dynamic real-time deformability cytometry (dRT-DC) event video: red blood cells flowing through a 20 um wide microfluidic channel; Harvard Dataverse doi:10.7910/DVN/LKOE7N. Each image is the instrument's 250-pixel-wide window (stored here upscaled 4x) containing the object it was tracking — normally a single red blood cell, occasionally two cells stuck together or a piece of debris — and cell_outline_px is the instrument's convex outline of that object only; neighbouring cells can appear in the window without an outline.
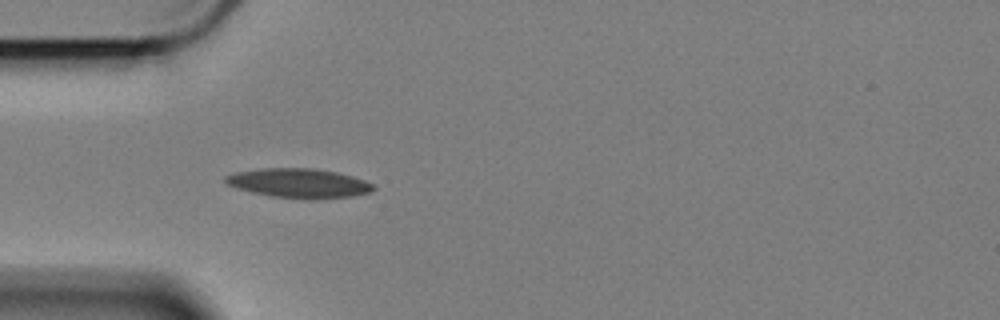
{"species": "Egyptian fruit bat (a non-hibernating species)", "species_latin": "Rousettus aegyptiacus", "temperature_condition": "cold", "stored_images_in_passage": 43, "camera_frame_rate_fps": 3000, "um_per_image_px": 0.085, "animal": {"sex": "female"}, "frame": {"image": 1, "passage_image": 1, "time_ms": 0.0, "image_size_px": [1000, 320], "cell_outline_px": [[376, 188], [372, 192], [352, 196], [320, 200], [304, 200], [268, 196], [236, 188], [228, 184], [224, 180], [224, 176], [236, 172], [264, 168], [312, 168], [336, 172], [364, 180], [372, 184]], "centroid_in_image_um": [25.41, 15.59], "position_along_channel_um": 59.6, "area_um2": 25.61}}
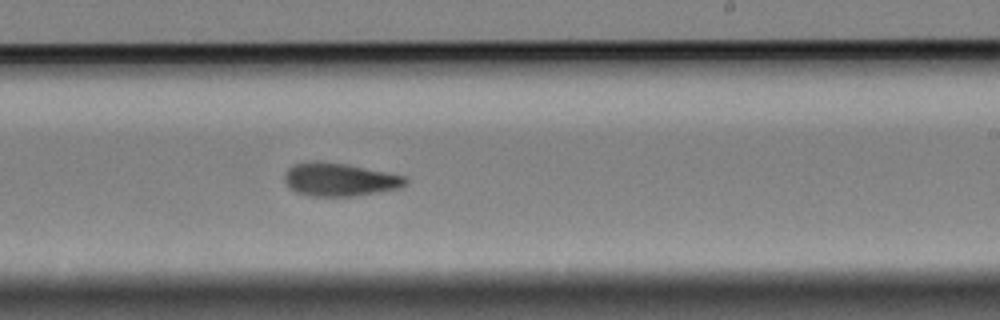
{"frame": {"image": 2, "passage_image": 19, "time_ms": 6.0, "image_size_px": [1000, 320], "cell_outline_px": [[408, 180], [400, 188], [380, 192], [356, 196], [308, 196], [296, 192], [284, 180], [284, 176], [288, 168], [296, 164], [348, 164], [404, 176]], "centroid_in_image_um": [28.92, 15.31], "position_along_channel_um": 260.1, "area_um2": 22.54}}
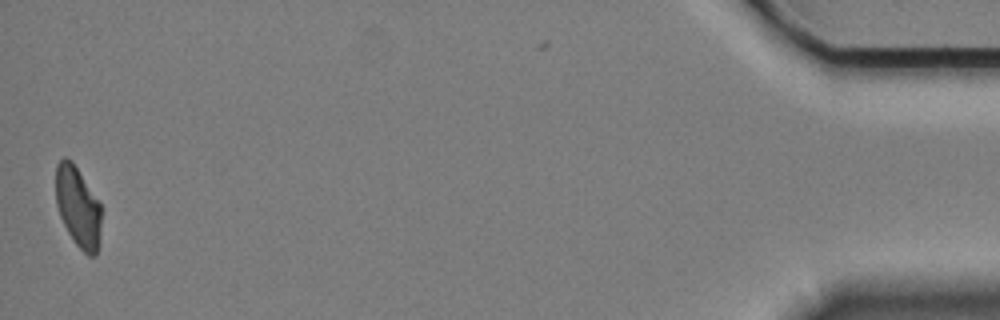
{"frame": {"image": 3, "passage_image": 42, "time_ms": 13.667, "image_size_px": [1000, 320], "cell_outline_px": [[100, 244], [96, 256], [88, 256], [72, 240], [60, 216], [56, 204], [56, 164], [64, 156], [72, 160], [100, 204]], "centroid_in_image_um": [6.62, 17.61], "position_along_channel_um": 428.6, "area_um2": 21.33}, "authors_computed_cell_mechanics": {"area_um2": 23.2356, "velocity_mm_per_s": 3.3799, "shape_relaxation_time_tau1_ms": 5.7014, "shape_relaxation_time_tau2_ms": 4.6987, "deformation_change_tau1": 0.1399, "deformation_change_tau2": 0.1193}}